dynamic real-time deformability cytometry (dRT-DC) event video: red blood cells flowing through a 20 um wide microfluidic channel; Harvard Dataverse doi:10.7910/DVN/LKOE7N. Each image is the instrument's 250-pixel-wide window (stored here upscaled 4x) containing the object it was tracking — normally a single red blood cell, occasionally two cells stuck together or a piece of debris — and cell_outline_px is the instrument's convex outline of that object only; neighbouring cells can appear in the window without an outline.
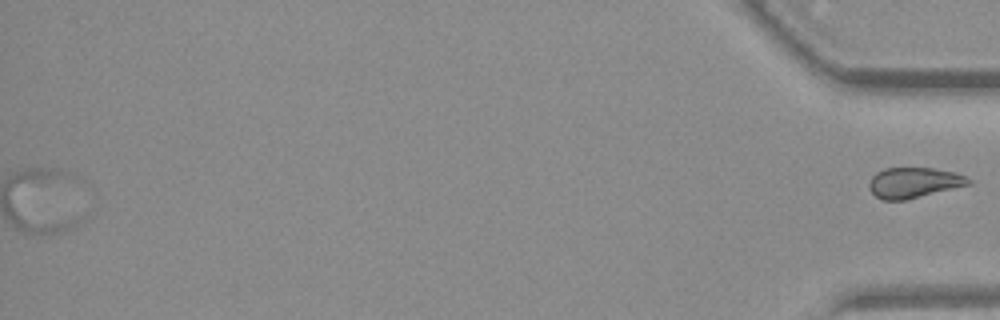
{"species": "common noctule bat (a hibernating species)", "species_latin": "Nyctalus noctula", "temperature_condition": "warm", "stored_images_in_passage": 58, "segment_of_instrument_passage": [2, 2], "camera_frame_rate_fps": 3000, "um_per_image_px": 0.085, "animal": {"sex": "female", "body_mass_g": 19.3, "forearm_length_mm": 54.1}, "frame": {"image": 1, "passage_image": 58, "time_ms": 19.0, "image_size_px": [1000, 320], "cell_outline_px": [[972, 184], [904, 200], [884, 200], [876, 196], [872, 192], [868, 184], [872, 176], [876, 172], [884, 168], [932, 168], [956, 172], [968, 176], [972, 180]], "centroid_in_image_um": [77.71, 15.51], "position_along_channel_um": 357.5, "area_um2": 17.69}}